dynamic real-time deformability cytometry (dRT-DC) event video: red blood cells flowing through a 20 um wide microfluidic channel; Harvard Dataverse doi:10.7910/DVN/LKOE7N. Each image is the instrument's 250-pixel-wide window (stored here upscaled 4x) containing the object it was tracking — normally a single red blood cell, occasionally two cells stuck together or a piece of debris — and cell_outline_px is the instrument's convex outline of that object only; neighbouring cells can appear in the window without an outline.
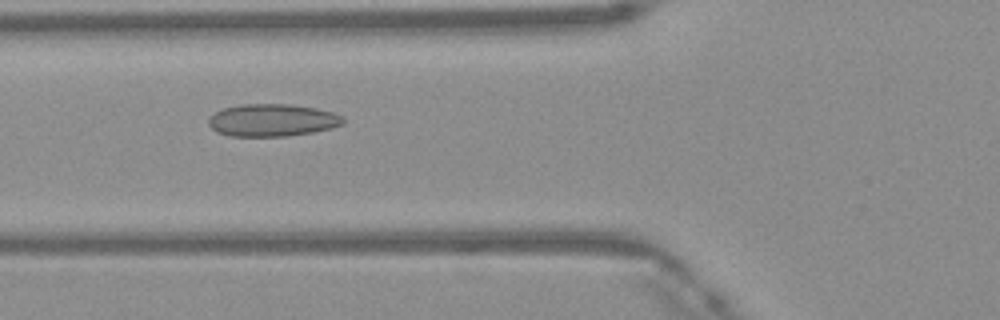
{"species": "Egyptian fruit bat (a non-hibernating species)", "species_latin": "Rousettus aegyptiacus", "temperature_condition": "warm", "stored_images_in_passage": 48, "camera_frame_rate_fps": 3000, "um_per_image_px": 0.085, "frame": {"image": 1, "passage_image": 18, "time_ms": 5.667, "image_size_px": [1000, 320], "cell_outline_px": [[344, 124], [332, 128], [312, 132], [288, 136], [228, 136], [216, 132], [208, 124], [208, 120], [216, 112], [224, 108], [240, 104], [288, 104], [316, 108], [332, 112], [340, 116], [344, 120]], "centroid_in_image_um": [23.13, 10.22], "position_along_channel_um": 102.7, "area_um2": 25.37}}
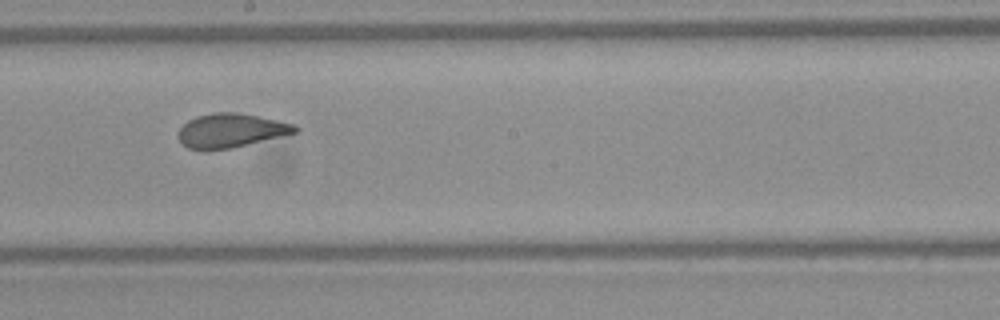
{"frame": {"image": 2, "passage_image": 27, "time_ms": 8.667, "image_size_px": [1000, 320], "cell_outline_px": [[300, 128], [296, 132], [228, 148], [188, 148], [180, 140], [180, 128], [188, 120], [196, 116], [212, 112], [236, 112], [260, 116], [296, 124]], "centroid_in_image_um": [19.66, 11.04], "position_along_channel_um": 228.5, "area_um2": 22.43}}
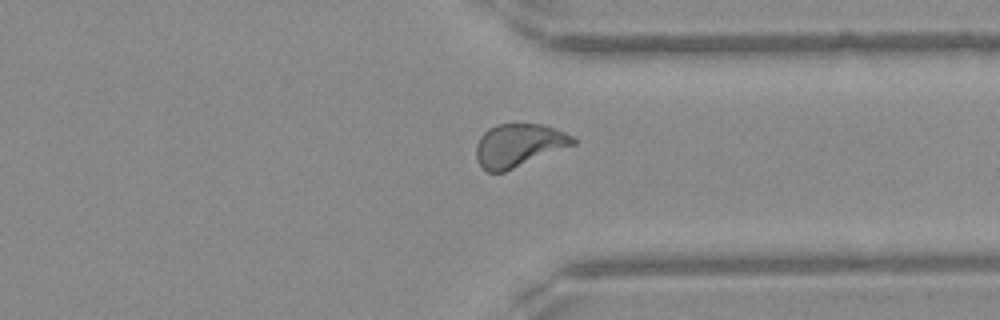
{"frame": {"image": 3, "passage_image": 37, "time_ms": 12.0, "image_size_px": [1000, 320], "cell_outline_px": [[576, 144], [504, 172], [488, 172], [476, 160], [476, 144], [480, 136], [488, 128], [496, 124], [544, 124], [564, 132], [572, 136], [576, 140]], "centroid_in_image_um": [44.08, 12.34], "position_along_channel_um": 367.3, "area_um2": 24.28}}